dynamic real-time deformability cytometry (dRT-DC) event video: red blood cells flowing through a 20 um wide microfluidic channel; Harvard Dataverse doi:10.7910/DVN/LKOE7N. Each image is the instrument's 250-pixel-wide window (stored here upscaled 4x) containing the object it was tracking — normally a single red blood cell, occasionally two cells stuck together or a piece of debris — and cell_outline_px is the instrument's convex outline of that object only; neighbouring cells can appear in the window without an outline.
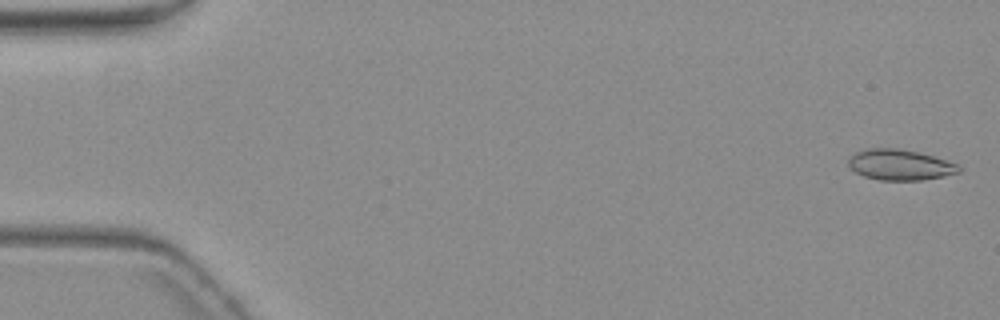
{"species": "common noctule bat (a hibernating species)", "species_latin": "Nyctalus noctula", "temperature_condition": "warm", "stored_images_in_passage": 6, "camera_frame_rate_fps": 3000, "um_per_image_px": 0.085, "animal": {"sex": "female", "body_mass_g": 19.3, "forearm_length_mm": 54.1}, "frame": {"image": 1, "passage_image": 1, "time_ms": 0.0, "image_size_px": [1000, 320], "cell_outline_px": [[960, 172], [944, 176], [920, 180], [880, 180], [864, 176], [848, 168], [848, 160], [856, 152], [868, 148], [896, 148], [916, 152], [932, 156], [960, 164]], "centroid_in_image_um": [76.49, 14.01], "position_along_channel_um": 8.5, "area_um2": 19.65}}
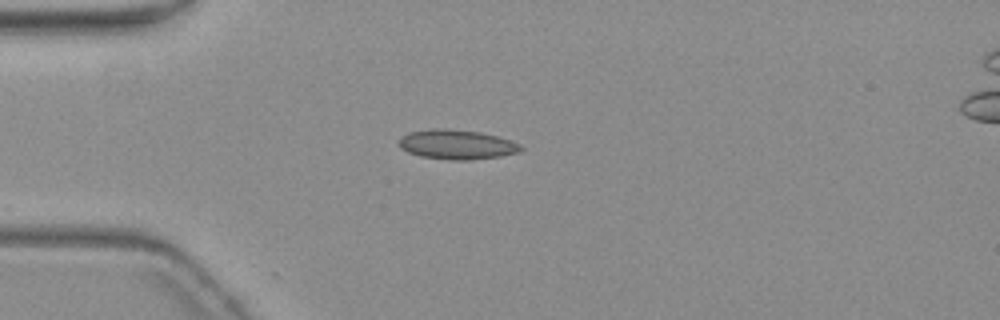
{"frame": {"image": 2, "passage_image": 5, "time_ms": 4.667, "image_size_px": [1000, 320], "cell_outline_px": [[524, 148], [520, 152], [500, 156], [468, 160], [448, 160], [420, 156], [408, 152], [400, 148], [396, 144], [400, 136], [408, 132], [432, 128], [448, 128], [480, 132], [496, 136], [520, 144]], "centroid_in_image_um": [38.76, 12.28], "position_along_channel_um": 46.2, "area_um2": 21.27}}